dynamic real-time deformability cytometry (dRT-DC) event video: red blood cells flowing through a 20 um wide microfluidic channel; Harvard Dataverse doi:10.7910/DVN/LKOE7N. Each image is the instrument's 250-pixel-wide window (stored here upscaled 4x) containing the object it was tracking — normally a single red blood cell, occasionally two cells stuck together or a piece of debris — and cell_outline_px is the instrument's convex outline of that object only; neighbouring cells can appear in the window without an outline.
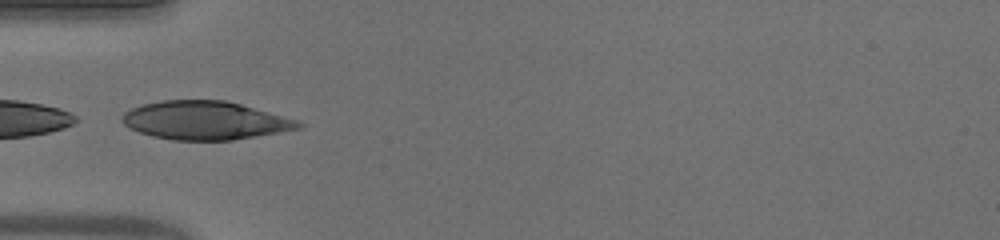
{"species": "human", "species_latin": "Homo sapiens", "temperature_condition": "warm", "stored_images_in_passage": 9, "camera_frame_rate_fps": 3000, "um_per_image_px": 0.085, "donor": {"sex": "male"}, "frame": {"image": 1, "passage_image": 1, "time_ms": 0.0, "image_size_px": [1000, 240], "cell_outline_px": [[304, 124], [300, 128], [280, 132], [232, 140], [172, 140], [152, 136], [140, 132], [124, 124], [120, 120], [124, 112], [132, 108], [144, 104], [160, 100], [224, 100], [240, 104], [300, 120]], "centroid_in_image_um": [17.44, 10.23], "position_along_channel_um": 67.6, "area_um2": 39.36}}
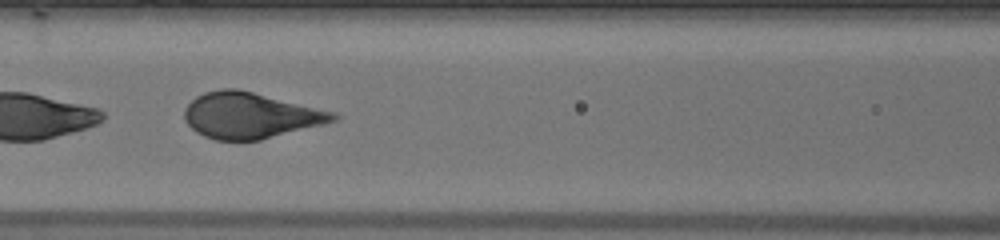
{"frame": {"image": 2, "passage_image": 7, "time_ms": 2.0, "image_size_px": [1000, 240], "cell_outline_px": [[340, 116], [336, 120], [324, 124], [260, 140], [216, 140], [204, 136], [196, 132], [184, 120], [184, 108], [196, 96], [204, 92], [220, 88], [236, 88], [336, 112]], "centroid_in_image_um": [21.26, 9.81], "position_along_channel_um": 145.3, "area_um2": 39.77}}